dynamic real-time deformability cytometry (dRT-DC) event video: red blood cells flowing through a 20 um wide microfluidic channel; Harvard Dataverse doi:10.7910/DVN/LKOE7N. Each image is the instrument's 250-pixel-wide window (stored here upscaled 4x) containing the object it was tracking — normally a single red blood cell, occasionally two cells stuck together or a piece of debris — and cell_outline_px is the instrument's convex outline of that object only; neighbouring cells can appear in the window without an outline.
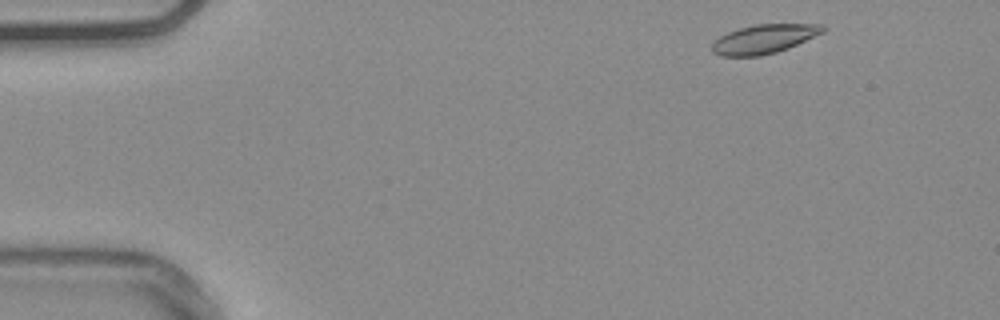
{"species": "common noctule bat (a hibernating species)", "species_latin": "Nyctalus noctula", "temperature_condition": "warm", "stored_images_in_passage": 50, "camera_frame_rate_fps": 3000, "um_per_image_px": 0.085, "animal": {"sex": "male", "body_mass_g": 20.4}, "frame": {"image": 1, "passage_image": 2, "time_ms": 0.333, "image_size_px": [1000, 320], "cell_outline_px": [[828, 28], [824, 32], [788, 48], [776, 52], [760, 56], [720, 56], [712, 52], [712, 44], [720, 36], [728, 32], [740, 28], [756, 24], [824, 24]], "centroid_in_image_um": [64.97, 3.31], "position_along_channel_um": 20.0, "area_um2": 18.73}}
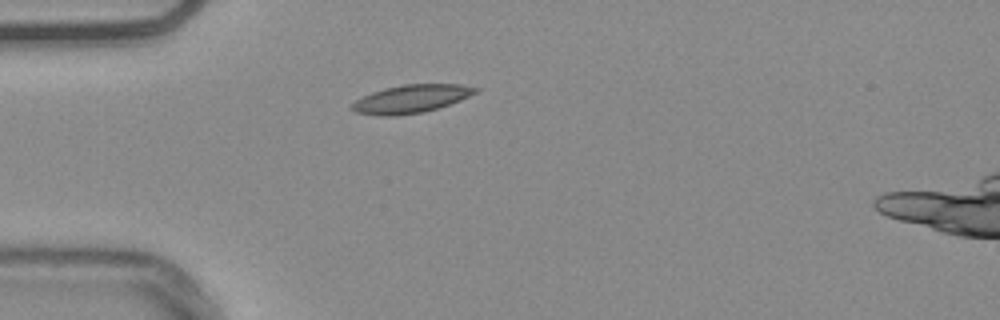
{"frame": {"image": 2, "passage_image": 11, "time_ms": 3.333, "image_size_px": [1000, 320], "cell_outline_px": [[480, 88], [476, 92], [460, 100], [424, 112], [396, 116], [380, 116], [356, 112], [352, 108], [352, 104], [356, 100], [372, 92], [384, 88], [404, 84], [460, 84]], "centroid_in_image_um": [34.94, 8.4], "position_along_channel_um": 50.1, "area_um2": 20.0}}
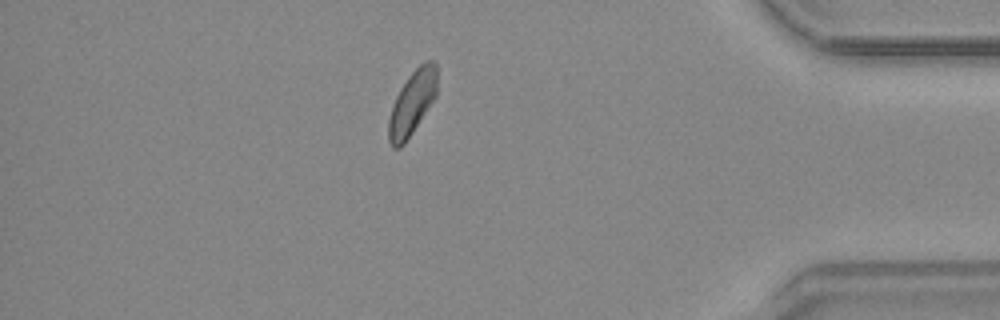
{"frame": {"image": 3, "passage_image": 43, "time_ms": 14.0, "image_size_px": [1000, 320], "cell_outline_px": [[436, 96], [404, 144], [400, 148], [392, 148], [388, 140], [388, 120], [392, 104], [400, 88], [408, 76], [424, 60], [432, 60], [436, 64]], "centroid_in_image_um": [35.01, 8.75], "position_along_channel_um": 400.2, "area_um2": 18.03}, "authors_computed_cell_mechanics": {"area_um2": 18.6983, "velocity_mm_per_s": 3.7353, "shape_relaxation_time_tau1_ms": 5.134, "shape_relaxation_time_tau2_ms": null, "deformation_change_tau1": 0.1229, "deformation_change_tau2": null}}